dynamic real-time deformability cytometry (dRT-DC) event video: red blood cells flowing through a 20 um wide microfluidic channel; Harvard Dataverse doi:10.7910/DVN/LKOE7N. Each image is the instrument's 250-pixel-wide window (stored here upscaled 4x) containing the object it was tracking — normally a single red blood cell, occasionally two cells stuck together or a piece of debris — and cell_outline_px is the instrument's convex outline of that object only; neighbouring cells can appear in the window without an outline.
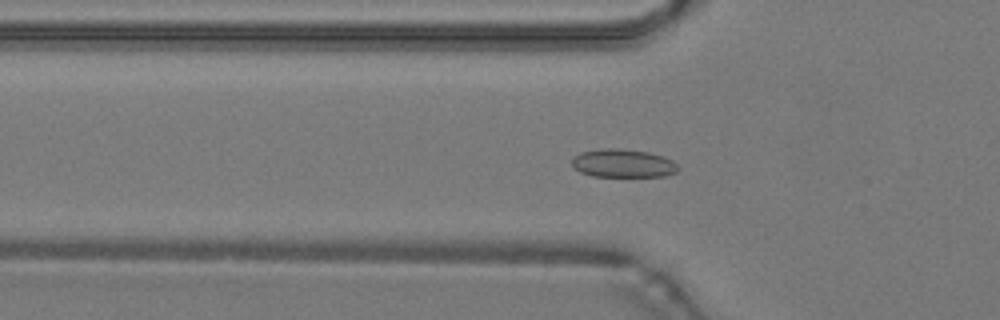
{"species": "common noctule bat (a hibernating species)", "species_latin": "Nyctalus noctula", "temperature_condition": "warm", "stored_images_in_passage": 39, "camera_frame_rate_fps": 3000, "um_per_image_px": 0.085, "animal": {"sex": "male", "body_mass_g": 19.2, "forearm_length_mm": 51.8}, "frame": {"image": 1, "passage_image": 7, "time_ms": 2.0, "image_size_px": [1000, 320], "cell_outline_px": [[680, 168], [676, 172], [664, 176], [592, 176], [580, 172], [572, 164], [572, 156], [580, 152], [600, 148], [620, 148], [648, 152], [664, 156], [672, 160]], "centroid_in_image_um": [52.94, 13.87], "position_along_channel_um": 72.9, "area_um2": 17.63}}
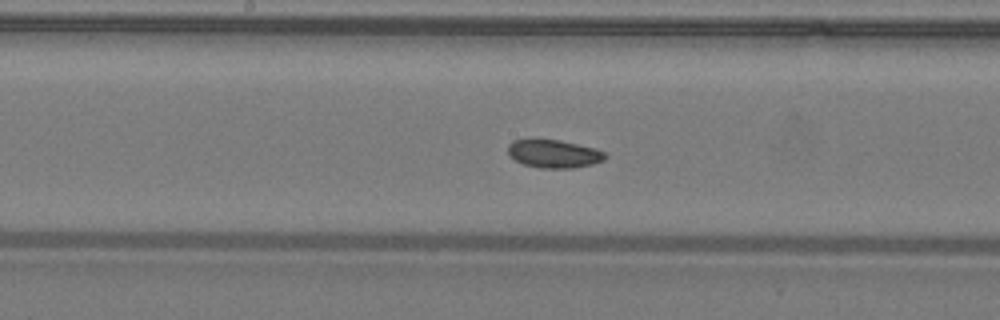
{"frame": {"image": 2, "passage_image": 16, "time_ms": 5.0, "image_size_px": [1000, 320], "cell_outline_px": [[608, 156], [604, 160], [592, 164], [572, 168], [540, 168], [524, 164], [508, 156], [508, 144], [512, 140], [560, 140], [596, 148], [604, 152]], "centroid_in_image_um": [47.09, 13.07], "position_along_channel_um": 201.1, "area_um2": 15.9}}
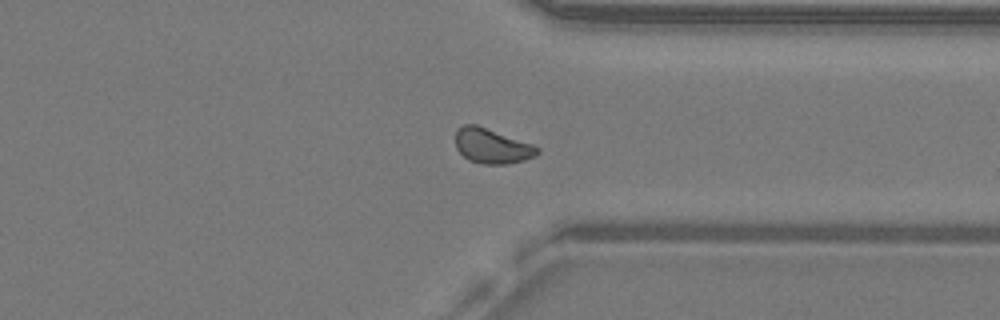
{"frame": {"image": 3, "passage_image": 28, "time_ms": 9.0, "image_size_px": [1000, 320], "cell_outline_px": [[540, 152], [536, 156], [524, 160], [508, 164], [484, 164], [468, 160], [456, 148], [456, 128], [464, 124], [476, 124], [532, 144], [540, 148]], "centroid_in_image_um": [41.81, 12.41], "position_along_channel_um": 369.6, "area_um2": 16.7}}